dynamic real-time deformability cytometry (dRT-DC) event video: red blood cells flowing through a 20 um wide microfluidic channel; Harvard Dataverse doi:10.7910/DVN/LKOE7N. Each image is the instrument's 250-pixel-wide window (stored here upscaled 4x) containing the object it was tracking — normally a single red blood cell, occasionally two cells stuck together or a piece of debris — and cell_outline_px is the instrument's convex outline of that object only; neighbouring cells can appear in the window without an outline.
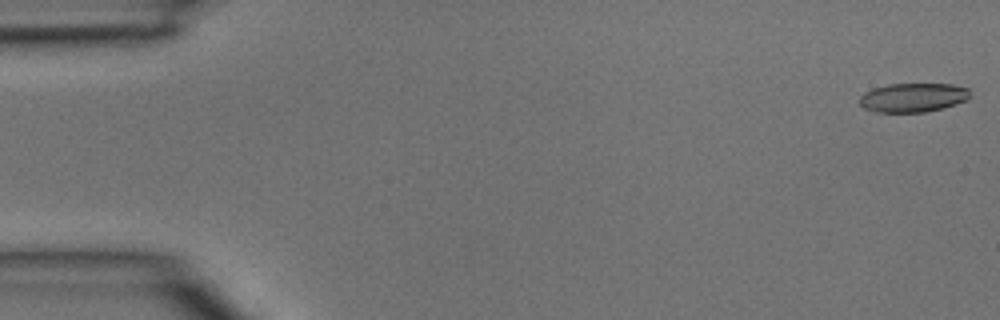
{"species": "common noctule bat (a hibernating species)", "species_latin": "Nyctalus noctula", "temperature_condition": "room temperature", "stored_images_in_passage": 4, "camera_frame_rate_fps": 3000, "um_per_image_px": 0.085, "animal": {"sex": "male", "body_mass_g": 15.6}, "frame": {"image": 1, "passage_image": 1, "time_ms": 0.0, "image_size_px": [1000, 320], "cell_outline_px": [[968, 96], [964, 100], [956, 104], [924, 112], [876, 112], [864, 108], [860, 104], [860, 96], [864, 92], [872, 88], [888, 84], [952, 84], [968, 88]], "centroid_in_image_um": [77.55, 8.28], "position_along_channel_um": 7.5, "area_um2": 18.5}}
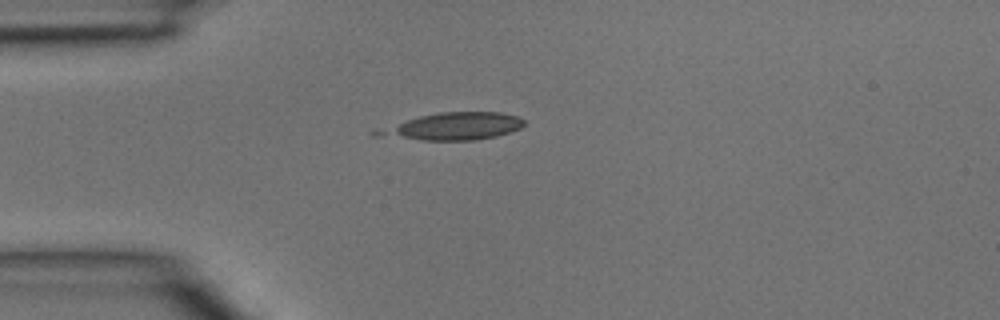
{"frame": {"image": 2, "passage_image": 4, "time_ms": 1.0, "image_size_px": [1000, 320], "cell_outline_px": [[524, 124], [520, 128], [512, 132], [496, 136], [476, 140], [420, 140], [372, 136], [368, 132], [376, 128], [420, 116], [440, 112], [500, 112], [516, 116], [524, 120]], "centroid_in_image_um": [38.4, 10.75], "position_along_channel_um": 46.6, "area_um2": 23.64}}